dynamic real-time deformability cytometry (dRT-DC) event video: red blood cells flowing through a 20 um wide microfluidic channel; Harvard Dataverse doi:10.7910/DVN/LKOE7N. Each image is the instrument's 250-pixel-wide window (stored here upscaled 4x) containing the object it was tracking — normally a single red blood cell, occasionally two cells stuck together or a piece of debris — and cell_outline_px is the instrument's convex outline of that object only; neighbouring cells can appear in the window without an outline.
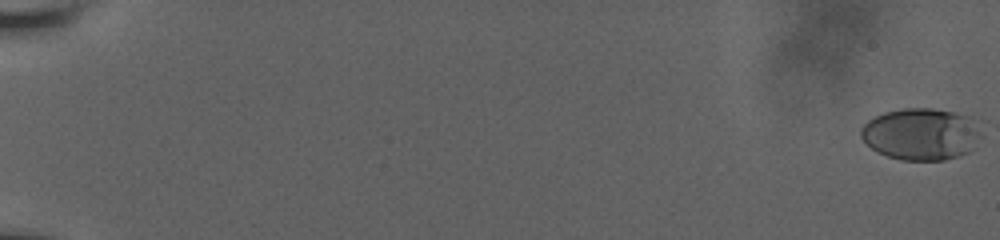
{"species": "human", "species_latin": "Homo sapiens", "temperature_condition": "room temperature", "stored_images_in_passage": 60, "camera_frame_rate_fps": 3000, "um_per_image_px": 0.085, "donor": {"sex": "male"}, "frame": {"image": 1, "passage_image": 1, "time_ms": 0.0, "image_size_px": [1000, 240], "cell_outline_px": [[980, 136], [968, 152], [944, 160], [904, 160], [888, 156], [876, 152], [860, 136], [860, 128], [868, 120], [884, 112], [904, 108], [932, 108], [956, 112], [968, 116]], "centroid_in_image_um": [78.21, 11.39], "position_along_channel_um": 6.8, "area_um2": 35.84}}
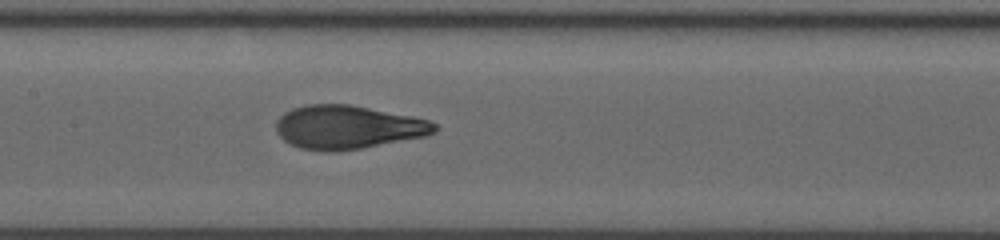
{"frame": {"image": 2, "passage_image": 33, "time_ms": 10.667, "image_size_px": [1000, 240], "cell_outline_px": [[440, 128], [436, 132], [428, 136], [360, 148], [332, 152], [324, 152], [300, 148], [284, 140], [276, 132], [276, 120], [284, 112], [292, 108], [308, 104], [348, 104], [412, 116], [428, 120], [436, 124]], "centroid_in_image_um": [29.57, 10.81], "position_along_channel_um": 177.8, "area_um2": 40.34}}
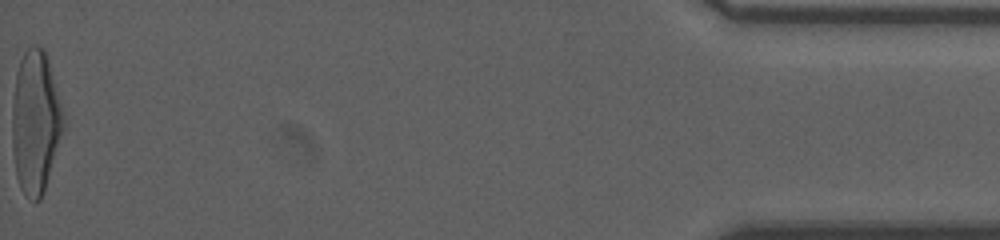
{"frame": {"image": 3, "passage_image": 60, "time_ms": 19.667, "image_size_px": [1000, 240], "cell_outline_px": [[64, 128], [44, 192], [40, 200], [32, 200], [20, 188], [16, 176], [12, 152], [12, 108], [16, 72], [20, 60], [24, 52], [32, 44], [36, 44], [44, 48], [60, 104], [64, 120]], "centroid_in_image_um": [2.99, 10.39], "position_along_channel_um": 432.2, "area_um2": 42.31}, "authors_computed_cell_mechanics": {"area_um2": 38.8705, "velocity_mm_per_s": 3.7974, "shape_relaxation_time_tau1_ms": 5.388, "shape_relaxation_time_tau2_ms": 0.5699, "deformation_change_tau1": 0.2334, "deformation_change_tau2": 0.0704}}